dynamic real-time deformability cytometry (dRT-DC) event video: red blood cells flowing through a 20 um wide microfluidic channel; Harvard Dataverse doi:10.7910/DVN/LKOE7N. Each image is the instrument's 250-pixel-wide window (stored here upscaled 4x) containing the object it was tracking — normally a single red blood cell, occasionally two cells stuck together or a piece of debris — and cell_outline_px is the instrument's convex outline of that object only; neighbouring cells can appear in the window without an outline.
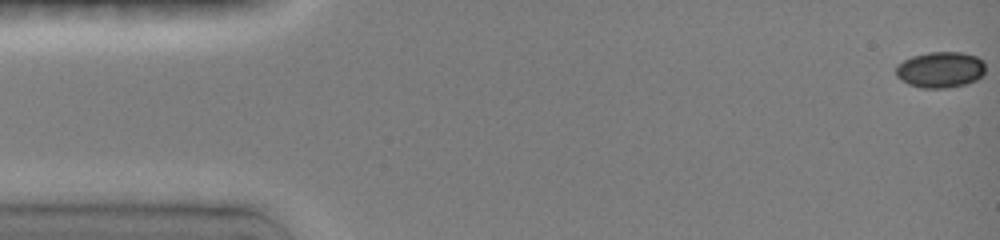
{"species": "common noctule bat (a hibernating species)", "species_latin": "Nyctalus noctula", "temperature_condition": "room temperature", "stored_images_in_passage": 6, "camera_frame_rate_fps": 3000, "um_per_image_px": 0.085, "animal": {"sex": "female", "body_mass_g": 19.0, "forearm_length_mm": 51.5}, "frame": {"image": 1, "passage_image": 1, "time_ms": 0.0, "image_size_px": [1000, 240], "cell_outline_px": [[984, 72], [976, 80], [964, 84], [944, 88], [920, 88], [908, 84], [900, 80], [896, 76], [896, 68], [904, 60], [912, 56], [928, 52], [960, 52], [976, 56], [984, 60]], "centroid_in_image_um": [79.92, 5.92], "position_along_channel_um": 5.1, "area_um2": 18.73}}
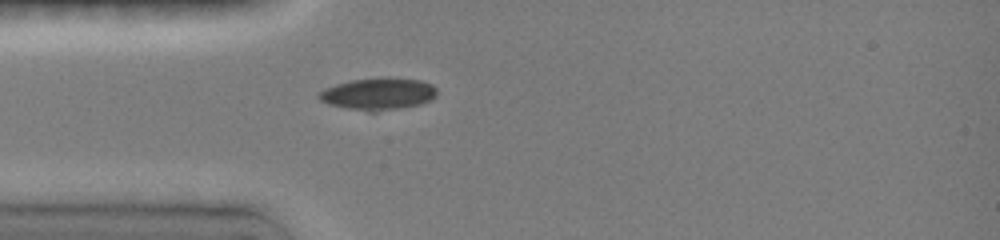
{"frame": {"image": 2, "passage_image": 6, "time_ms": 4.333, "image_size_px": [1000, 240], "cell_outline_px": [[436, 96], [432, 100], [420, 104], [400, 108], [376, 112], [368, 112], [328, 104], [320, 100], [316, 96], [320, 92], [336, 84], [352, 80], [420, 80], [432, 84], [436, 88]], "centroid_in_image_um": [32.15, 8.03], "position_along_channel_um": 52.8, "area_um2": 21.21}}